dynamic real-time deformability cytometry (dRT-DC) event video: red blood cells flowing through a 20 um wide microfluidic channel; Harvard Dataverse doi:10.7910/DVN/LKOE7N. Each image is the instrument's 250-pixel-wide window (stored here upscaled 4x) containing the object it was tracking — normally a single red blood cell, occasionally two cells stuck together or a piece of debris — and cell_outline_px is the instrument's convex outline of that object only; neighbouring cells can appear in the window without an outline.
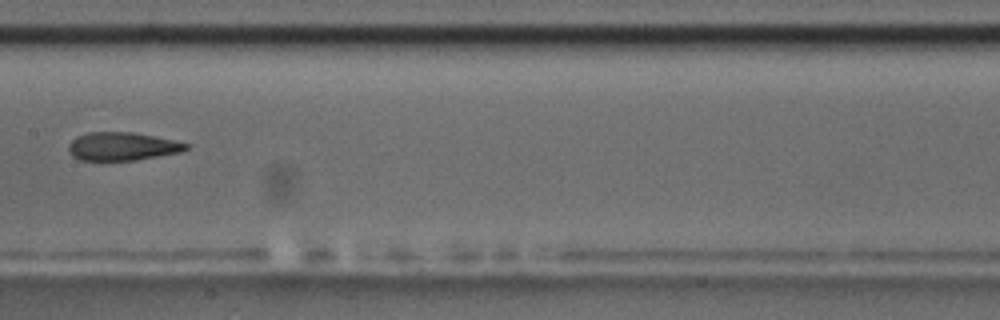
{"species": "common noctule bat (a hibernating species)", "species_latin": "Nyctalus noctula", "temperature_condition": "room temperature", "stored_images_in_passage": 9, "camera_frame_rate_fps": 3000, "um_per_image_px": 0.085, "animal": {"sex": "male", "body_mass_g": 17.5, "forearm_length_mm": 52.3}, "frame": {"image": 1, "passage_image": 9, "time_ms": 9.333, "image_size_px": [1000, 320], "cell_outline_px": [[192, 144], [188, 148], [180, 152], [136, 160], [80, 160], [72, 156], [68, 152], [68, 144], [76, 136], [88, 132], [132, 132]], "centroid_in_image_um": [10.36, 12.44], "position_along_channel_um": 197.0, "area_um2": 19.31}}